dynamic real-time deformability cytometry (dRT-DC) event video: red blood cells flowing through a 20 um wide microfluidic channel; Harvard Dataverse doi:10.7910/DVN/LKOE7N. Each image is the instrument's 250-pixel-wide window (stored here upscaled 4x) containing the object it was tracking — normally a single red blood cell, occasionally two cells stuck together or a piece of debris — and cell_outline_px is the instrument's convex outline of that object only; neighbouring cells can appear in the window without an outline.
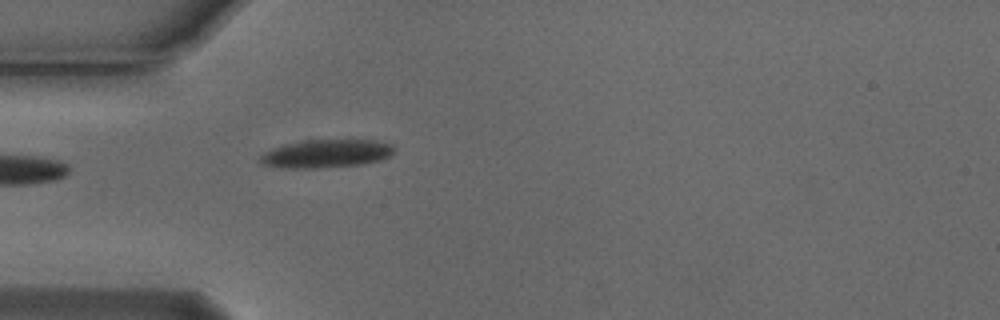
{"species": "Egyptian fruit bat (a non-hibernating species)", "species_latin": "Rousettus aegyptiacus", "temperature_condition": "cold", "stored_images_in_passage": 4, "camera_frame_rate_fps": 3000, "um_per_image_px": 0.085, "animal": {"sex": "male"}, "frame": {"image": 1, "passage_image": 4, "time_ms": 1.0, "image_size_px": [1000, 320], "cell_outline_px": [[396, 152], [380, 160], [360, 164], [316, 168], [288, 168], [260, 164], [256, 160], [264, 152], [280, 144], [308, 140], [376, 140], [392, 144], [396, 148]], "centroid_in_image_um": [27.7, 13.05], "position_along_channel_um": 57.3, "area_um2": 22.2}}